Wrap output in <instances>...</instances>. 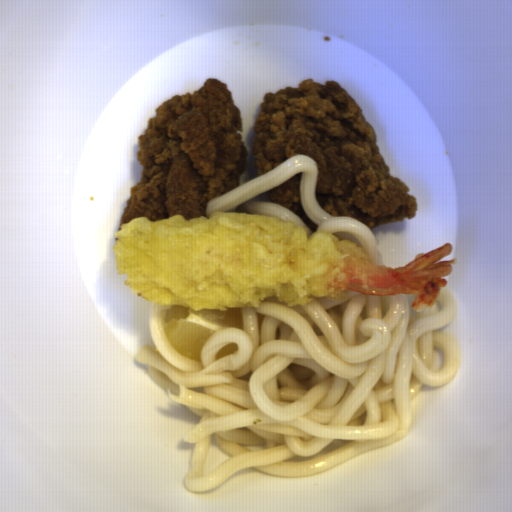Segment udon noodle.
<instances>
[{
	"mask_svg": "<svg viewBox=\"0 0 512 512\" xmlns=\"http://www.w3.org/2000/svg\"><path fill=\"white\" fill-rule=\"evenodd\" d=\"M301 172L300 201L317 231L325 230L339 240H349L365 251L377 265L376 238L361 221L344 216H332L318 202L315 192L319 174L318 162L307 154H295L274 169L253 178L245 184L220 195L205 206L207 218L217 212H243L292 221L312 236L307 224L285 205L253 199L282 184Z\"/></svg>",
	"mask_w": 512,
	"mask_h": 512,
	"instance_id": "a0691cae",
	"label": "udon noodle"
},
{
	"mask_svg": "<svg viewBox=\"0 0 512 512\" xmlns=\"http://www.w3.org/2000/svg\"><path fill=\"white\" fill-rule=\"evenodd\" d=\"M417 294L310 300L276 297L240 308L243 329L227 327L202 344L199 361L181 354L153 304L147 343L135 355L175 403L199 416L183 440L194 445L184 487L208 492L253 468L274 478L328 471L404 440L419 415L420 392L451 383L461 344L444 329L457 320L447 286L432 306ZM238 351L216 360L225 345ZM211 440L230 456L201 475Z\"/></svg>",
	"mask_w": 512,
	"mask_h": 512,
	"instance_id": "d5520da0",
	"label": "udon noodle"
}]
</instances>
